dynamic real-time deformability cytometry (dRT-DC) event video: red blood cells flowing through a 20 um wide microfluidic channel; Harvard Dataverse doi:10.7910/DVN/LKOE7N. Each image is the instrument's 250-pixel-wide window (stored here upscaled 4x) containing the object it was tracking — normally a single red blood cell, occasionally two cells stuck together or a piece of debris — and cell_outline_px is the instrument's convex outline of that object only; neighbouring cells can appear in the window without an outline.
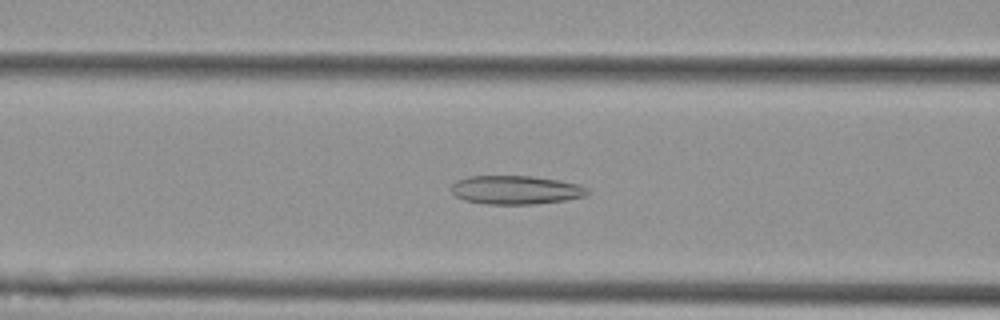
{"species": "Egyptian fruit bat (a non-hibernating species)", "species_latin": "Rousettus aegyptiacus", "temperature_condition": "cold", "stored_images_in_passage": 39, "camera_frame_rate_fps": 3000, "um_per_image_px": 0.085, "animal": {"sex": "female"}, "frame": {"image": 1, "passage_image": 16, "time_ms": 5.0, "image_size_px": [1000, 320], "cell_outline_px": [[592, 192], [588, 196], [564, 200], [536, 204], [488, 204], [464, 200], [456, 196], [448, 188], [456, 180], [468, 176], [532, 176], [580, 184], [588, 188]], "centroid_in_image_um": [43.86, 16.14], "position_along_channel_um": 122.7, "area_um2": 23.0}}
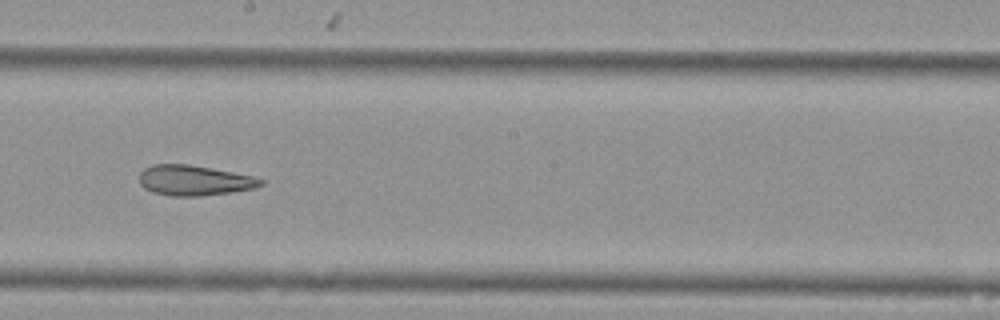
{"frame": {"image": 2, "passage_image": 25, "time_ms": 8.0, "image_size_px": [1000, 320], "cell_outline_px": [[264, 184], [256, 188], [232, 192], [200, 196], [172, 196], [152, 192], [144, 188], [140, 184], [140, 172], [144, 168], [152, 164], [188, 164], [252, 176], [264, 180]], "centroid_in_image_um": [16.49, 15.34], "position_along_channel_um": 231.7, "area_um2": 21.39}}
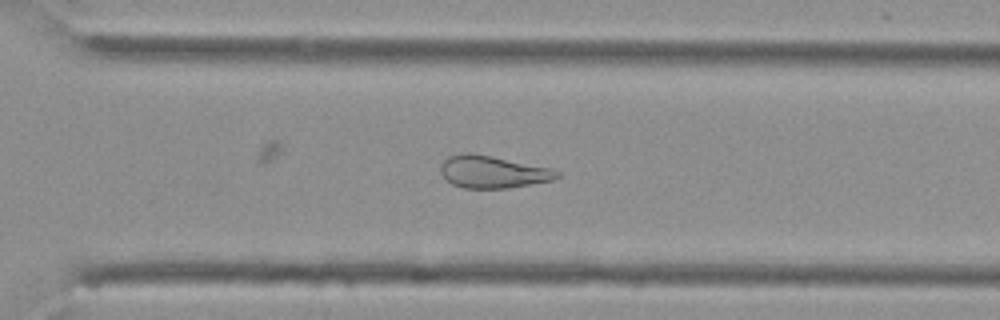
{"frame": {"image": 3, "passage_image": 33, "time_ms": 10.667, "image_size_px": [1000, 320], "cell_outline_px": [[560, 176], [552, 180], [508, 188], [464, 188], [452, 184], [440, 172], [440, 164], [448, 156], [464, 152], [472, 152], [552, 168], [560, 172]], "centroid_in_image_um": [41.87, 14.59], "position_along_channel_um": 328.7, "area_um2": 21.96}, "authors_computed_cell_mechanics": {"area_um2": 23.0044, "velocity_mm_per_s": 3.6398, "shape_relaxation_time_tau1_ms": null, "shape_relaxation_time_tau2_ms": 4.9846, "deformation_change_tau1": null, "deformation_change_tau2": 0.1384}}